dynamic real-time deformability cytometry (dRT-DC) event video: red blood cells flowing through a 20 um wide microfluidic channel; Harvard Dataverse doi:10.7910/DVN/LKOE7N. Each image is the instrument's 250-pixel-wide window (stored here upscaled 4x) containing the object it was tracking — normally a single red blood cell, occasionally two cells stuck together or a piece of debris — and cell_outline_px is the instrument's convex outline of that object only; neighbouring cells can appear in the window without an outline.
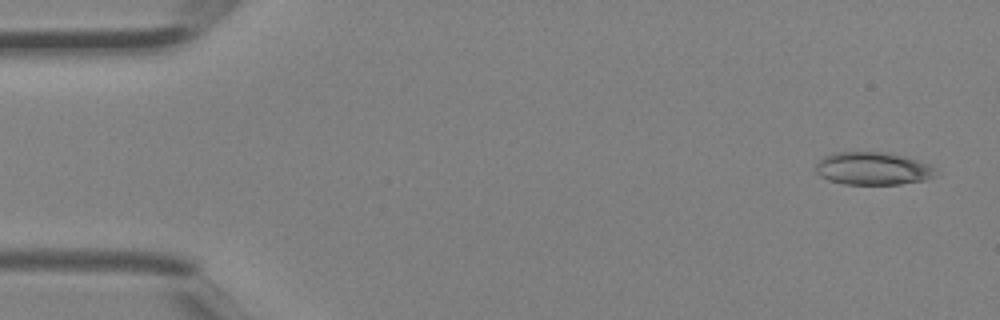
{"species": "Egyptian fruit bat (a non-hibernating species)", "species_latin": "Rousettus aegyptiacus", "temperature_condition": "room temperature", "stored_images_in_passage": 4, "camera_frame_rate_fps": 3000, "um_per_image_px": 0.085, "animal": {"sex": "female"}, "frame": {"image": 1, "passage_image": 1, "time_ms": 0.0, "image_size_px": [1000, 320], "cell_outline_px": [[936, 176], [928, 180], [900, 184], [844, 184], [828, 180], [820, 176], [816, 172], [816, 164], [824, 156], [836, 152], [888, 152], [916, 160], [928, 164], [932, 168]], "centroid_in_image_um": [74.17, 14.33], "position_along_channel_um": 10.8, "area_um2": 22.83}}